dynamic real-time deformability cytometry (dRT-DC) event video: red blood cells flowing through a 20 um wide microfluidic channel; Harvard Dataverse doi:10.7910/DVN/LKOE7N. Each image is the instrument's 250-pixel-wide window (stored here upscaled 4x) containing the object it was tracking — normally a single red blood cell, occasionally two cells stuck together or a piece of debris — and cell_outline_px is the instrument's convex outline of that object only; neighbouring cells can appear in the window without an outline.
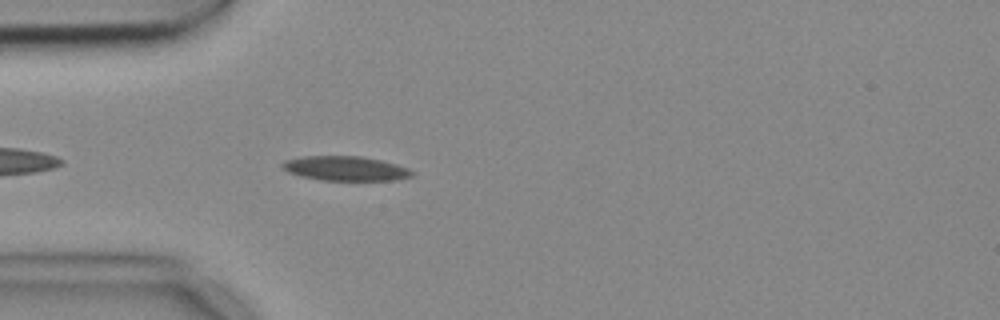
{"species": "common noctule bat (a hibernating species)", "species_latin": "Nyctalus noctula", "temperature_condition": "cold", "stored_images_in_passage": 5, "camera_frame_rate_fps": 3000, "um_per_image_px": 0.085, "animal": {"sex": "female", "body_mass_g": 18.4}, "frame": {"image": 1, "passage_image": 5, "time_ms": 1.333, "image_size_px": [1000, 320], "cell_outline_px": [[416, 172], [412, 176], [400, 180], [320, 180], [288, 172], [280, 164], [284, 160], [304, 156], [360, 156], [380, 160], [396, 164], [408, 168]], "centroid_in_image_um": [29.4, 14.32], "position_along_channel_um": 55.6, "area_um2": 18.5}}